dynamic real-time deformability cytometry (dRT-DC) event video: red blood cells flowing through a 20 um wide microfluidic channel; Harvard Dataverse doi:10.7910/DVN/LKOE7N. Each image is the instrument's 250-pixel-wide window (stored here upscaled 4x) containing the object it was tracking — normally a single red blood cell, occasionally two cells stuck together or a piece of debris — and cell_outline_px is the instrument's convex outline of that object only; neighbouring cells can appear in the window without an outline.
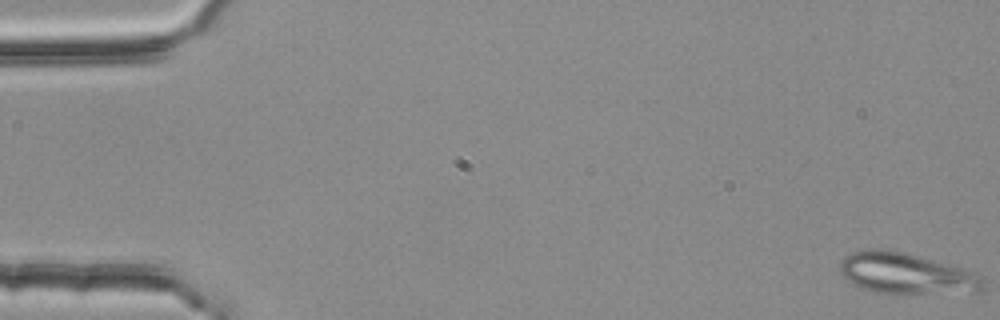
{"species": "common noctule bat (a hibernating species)", "species_latin": "Nyctalus noctula", "temperature_condition": "room temperature", "stored_images_in_passage": 4, "camera_frame_rate_fps": 3000, "um_per_image_px": 0.085, "animal": {"sex": "female", "body_mass_g": 25.1}, "frame": {"image": 1, "passage_image": 1, "time_ms": 0.0, "image_size_px": [1000, 320], "cell_outline_px": [[984, 292], [904, 296], [872, 292], [860, 288], [848, 280], [840, 272], [840, 264], [844, 256], [856, 252], [880, 248], [904, 252], [960, 268], [972, 272], [984, 280]], "centroid_in_image_um": [77.06, 23.32], "position_along_channel_um": 7.9, "area_um2": 34.85}}